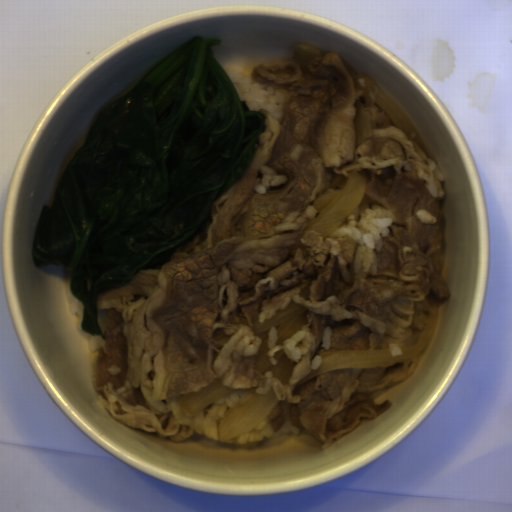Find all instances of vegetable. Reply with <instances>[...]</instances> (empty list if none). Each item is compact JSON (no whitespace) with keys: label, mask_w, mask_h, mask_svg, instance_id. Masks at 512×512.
Wrapping results in <instances>:
<instances>
[{"label":"vegetable","mask_w":512,"mask_h":512,"mask_svg":"<svg viewBox=\"0 0 512 512\" xmlns=\"http://www.w3.org/2000/svg\"><path fill=\"white\" fill-rule=\"evenodd\" d=\"M219 45L193 36L100 113L41 208L29 255L71 271L91 336L106 341L97 299L203 232L253 160L265 117L241 101Z\"/></svg>","instance_id":"1"}]
</instances>
